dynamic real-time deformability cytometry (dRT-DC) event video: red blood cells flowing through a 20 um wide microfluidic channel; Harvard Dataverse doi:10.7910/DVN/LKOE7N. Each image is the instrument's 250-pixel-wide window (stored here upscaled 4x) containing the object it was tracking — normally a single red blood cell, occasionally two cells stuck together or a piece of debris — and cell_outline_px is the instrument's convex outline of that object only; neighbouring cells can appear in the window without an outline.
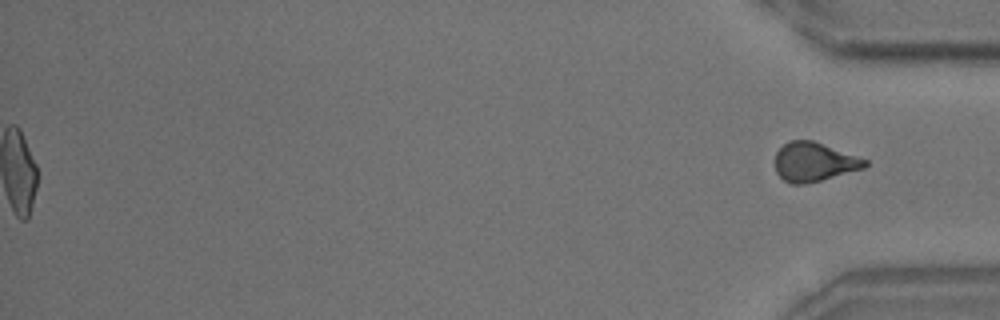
{"species": "common noctule bat (a hibernating species)", "species_latin": "Nyctalus noctula", "temperature_condition": "room temperature", "stored_images_in_passage": 56, "segment_of_instrument_passage": [2, 2], "camera_frame_rate_fps": 3000, "um_per_image_px": 0.085, "animal": {"sex": "male", "body_mass_g": 18.8}, "frame": {"image": 1, "passage_image": 56, "time_ms": 18.333, "image_size_px": [1000, 320], "cell_outline_px": [[868, 164], [864, 168], [820, 180], [804, 184], [788, 184], [776, 172], [776, 152], [788, 140], [812, 140], [868, 160]], "centroid_in_image_um": [69.17, 13.76], "position_along_channel_um": 366.0, "area_um2": 20.23}}